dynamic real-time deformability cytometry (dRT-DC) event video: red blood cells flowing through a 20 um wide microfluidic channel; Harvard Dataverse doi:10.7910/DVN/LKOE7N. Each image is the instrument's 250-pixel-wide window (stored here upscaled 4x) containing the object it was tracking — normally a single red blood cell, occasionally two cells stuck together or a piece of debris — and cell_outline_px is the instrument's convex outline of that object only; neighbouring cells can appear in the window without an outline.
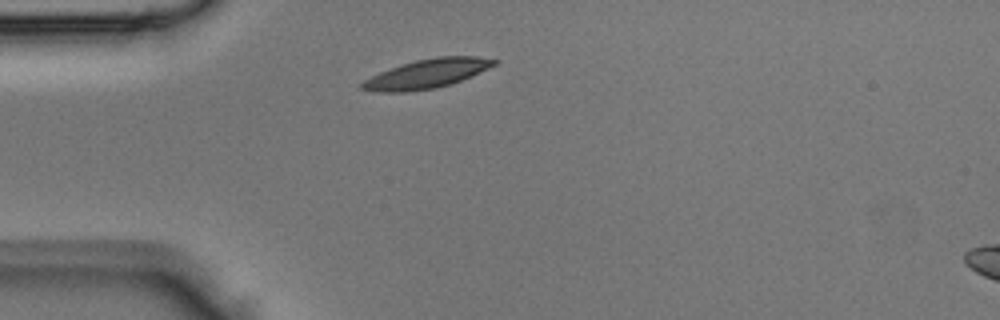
{"species": "Egyptian fruit bat (a non-hibernating species)", "species_latin": "Rousettus aegyptiacus", "temperature_condition": "room temperature", "stored_images_in_passage": 1, "camera_frame_rate_fps": 3000, "um_per_image_px": 0.085, "animal": {"sex": "male"}, "frame": {"image": 1, "passage_image": 1, "time_ms": 0.0, "image_size_px": [1000, 320], "cell_outline_px": [[500, 60], [496, 64], [488, 68], [460, 80], [436, 88], [404, 92], [380, 92], [360, 88], [360, 84], [364, 80], [380, 72], [416, 60], [436, 56], [476, 56]], "centroid_in_image_um": [36.3, 6.26], "position_along_channel_um": 48.7, "area_um2": 21.96}}